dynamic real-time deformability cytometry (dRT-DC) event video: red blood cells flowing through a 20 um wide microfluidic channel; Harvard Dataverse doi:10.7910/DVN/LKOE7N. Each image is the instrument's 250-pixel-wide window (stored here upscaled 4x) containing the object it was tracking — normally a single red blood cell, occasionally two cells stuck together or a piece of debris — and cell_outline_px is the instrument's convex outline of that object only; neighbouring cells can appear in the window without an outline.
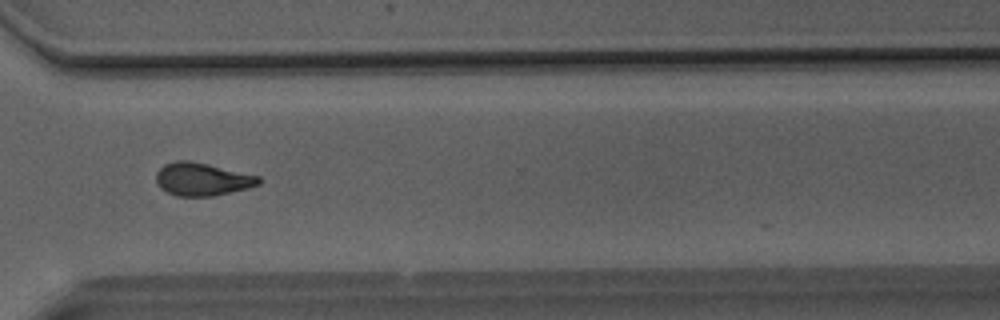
{"species": "Egyptian fruit bat (a non-hibernating species)", "species_latin": "Rousettus aegyptiacus", "temperature_condition": "room temperature", "stored_images_in_passage": 50, "camera_frame_rate_fps": 3000, "um_per_image_px": 0.085, "animal": {"sex": "male"}, "frame": {"image": 1, "passage_image": 37, "time_ms": 12.0, "image_size_px": [1000, 320], "cell_outline_px": [[260, 184], [248, 188], [216, 196], [176, 196], [160, 188], [156, 184], [156, 172], [164, 164], [176, 160], [188, 160], [208, 164], [260, 176]], "centroid_in_image_um": [17.17, 15.23], "position_along_channel_um": 353.4, "area_um2": 19.83}}
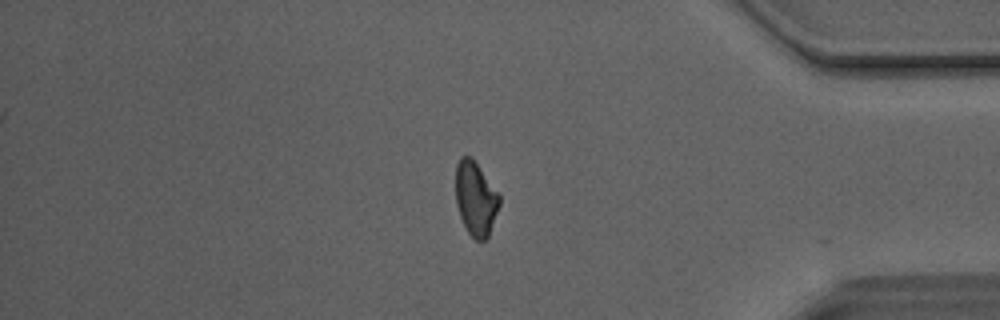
{"frame": {"image": 2, "passage_image": 42, "time_ms": 13.667, "image_size_px": [1000, 320], "cell_outline_px": [[500, 204], [488, 236], [484, 240], [476, 240], [468, 232], [460, 216], [456, 204], [456, 164], [460, 156], [472, 156], [500, 196]], "centroid_in_image_um": [40.42, 16.84], "position_along_channel_um": 394.8, "area_um2": 18.73}}
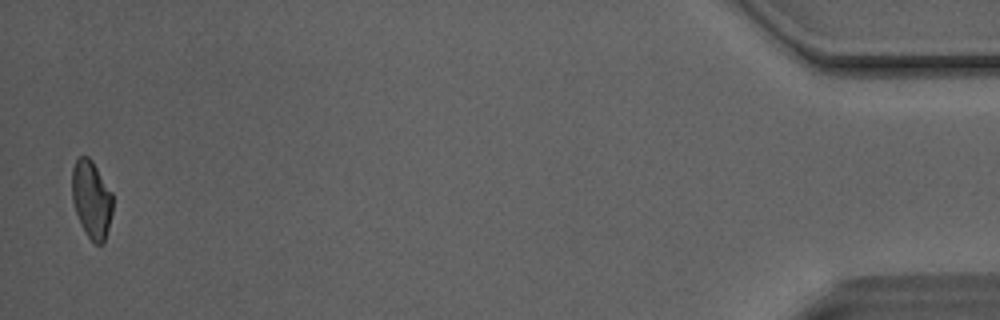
{"frame": {"image": 3, "passage_image": 49, "time_ms": 16.0, "image_size_px": [1000, 320], "cell_outline_px": [[112, 212], [108, 228], [104, 240], [100, 244], [96, 244], [88, 236], [76, 212], [72, 200], [72, 168], [76, 160], [80, 156], [88, 156], [92, 160], [112, 192]], "centroid_in_image_um": [7.78, 16.89], "position_along_channel_um": 427.4, "area_um2": 18.09}, "authors_computed_cell_mechanics": {"area_um2": 19.652, "velocity_mm_per_s": 4.139, "shape_relaxation_time_tau1_ms": null, "shape_relaxation_time_tau2_ms": 2.7324, "deformation_change_tau1": null, "deformation_change_tau2": 0.0985}}